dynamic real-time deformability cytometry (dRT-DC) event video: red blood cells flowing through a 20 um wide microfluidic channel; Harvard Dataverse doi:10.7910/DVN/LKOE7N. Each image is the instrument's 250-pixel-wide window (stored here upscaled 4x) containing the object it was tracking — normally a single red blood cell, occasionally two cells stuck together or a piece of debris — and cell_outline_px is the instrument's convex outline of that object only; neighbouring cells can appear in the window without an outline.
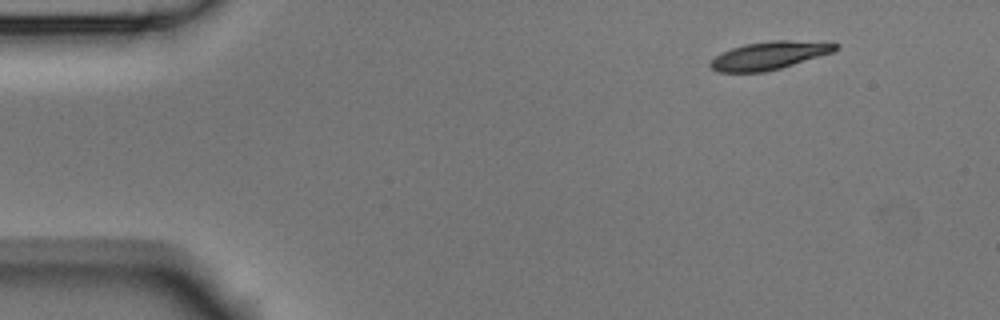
{"species": "Egyptian fruit bat (a non-hibernating species)", "species_latin": "Rousettus aegyptiacus", "temperature_condition": "room temperature", "stored_images_in_passage": 4, "camera_frame_rate_fps": 3000, "um_per_image_px": 0.085, "animal": {"sex": "male"}, "frame": {"image": 1, "passage_image": 1, "time_ms": 0.0, "image_size_px": [1000, 320], "cell_outline_px": [[840, 48], [832, 52], [780, 68], [764, 72], [716, 72], [708, 64], [720, 52], [744, 44], [772, 40], [788, 40], [840, 44]], "centroid_in_image_um": [65.34, 4.72], "position_along_channel_um": 19.7, "area_um2": 20.17}}